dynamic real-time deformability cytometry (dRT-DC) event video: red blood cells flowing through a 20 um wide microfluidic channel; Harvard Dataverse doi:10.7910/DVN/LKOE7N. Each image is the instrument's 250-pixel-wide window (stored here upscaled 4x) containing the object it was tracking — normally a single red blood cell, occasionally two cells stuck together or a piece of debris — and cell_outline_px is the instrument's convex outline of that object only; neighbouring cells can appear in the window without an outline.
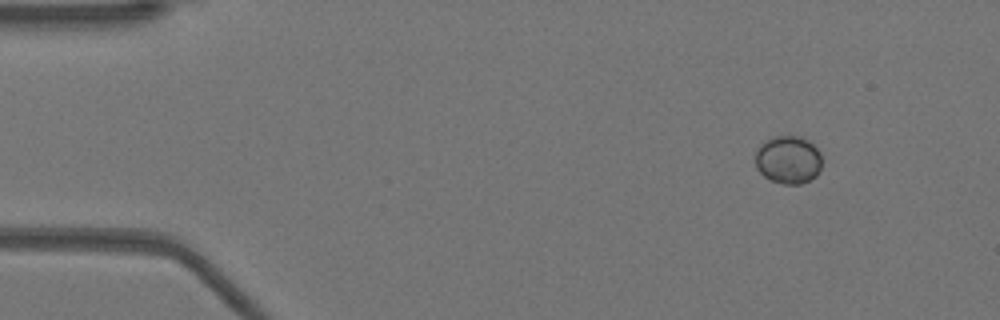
{"species": "Egyptian fruit bat (a non-hibernating species)", "species_latin": "Rousettus aegyptiacus", "temperature_condition": "warm", "stored_images_in_passage": 47, "camera_frame_rate_fps": 3000, "um_per_image_px": 0.085, "animal": {"sex": "female"}, "frame": {"image": 1, "passage_image": 1, "time_ms": 0.0, "image_size_px": [1000, 320], "cell_outline_px": [[820, 168], [816, 176], [800, 184], [784, 184], [772, 180], [764, 176], [756, 168], [756, 152], [760, 144], [772, 136], [800, 136], [808, 140], [820, 152]], "centroid_in_image_um": [66.99, 13.57], "position_along_channel_um": 18.0, "area_um2": 18.5}}
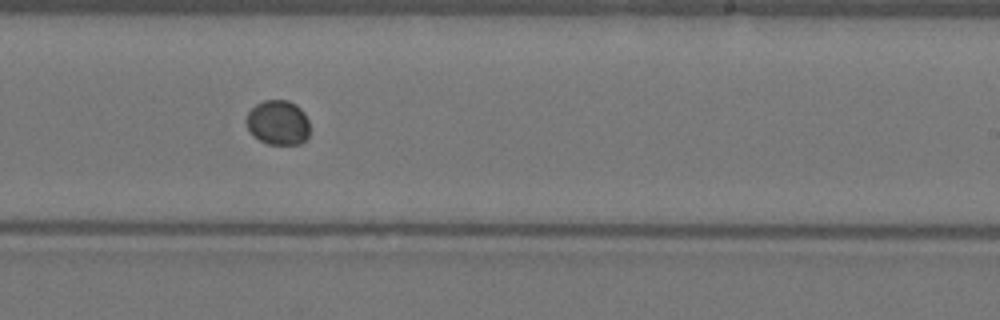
{"frame": {"image": 2, "passage_image": 27, "time_ms": 8.667, "image_size_px": [1000, 320], "cell_outline_px": [[308, 136], [300, 144], [268, 144], [252, 136], [248, 132], [244, 120], [248, 112], [256, 104], [264, 100], [288, 100], [296, 104], [304, 112], [308, 120]], "centroid_in_image_um": [23.59, 10.42], "position_along_channel_um": 265.4, "area_um2": 16.76}}
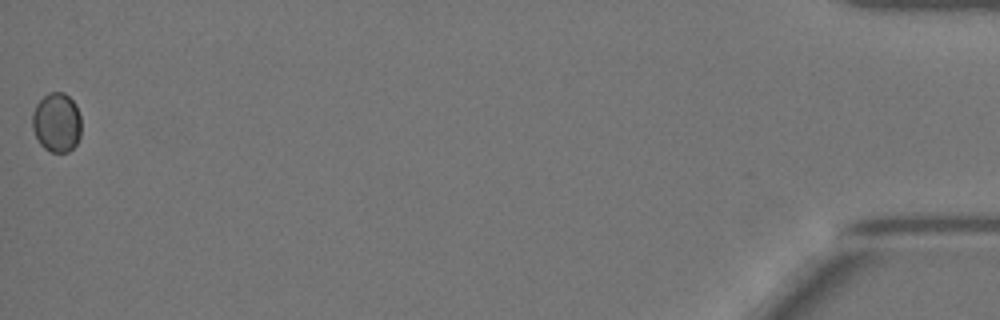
{"frame": {"image": 3, "passage_image": 47, "time_ms": 15.333, "image_size_px": [1000, 320], "cell_outline_px": [[80, 136], [76, 144], [68, 152], [52, 152], [44, 148], [40, 144], [32, 128], [32, 112], [36, 104], [48, 92], [64, 92], [76, 104], [80, 116]], "centroid_in_image_um": [4.81, 10.4], "position_along_channel_um": 430.4, "area_um2": 16.99}}